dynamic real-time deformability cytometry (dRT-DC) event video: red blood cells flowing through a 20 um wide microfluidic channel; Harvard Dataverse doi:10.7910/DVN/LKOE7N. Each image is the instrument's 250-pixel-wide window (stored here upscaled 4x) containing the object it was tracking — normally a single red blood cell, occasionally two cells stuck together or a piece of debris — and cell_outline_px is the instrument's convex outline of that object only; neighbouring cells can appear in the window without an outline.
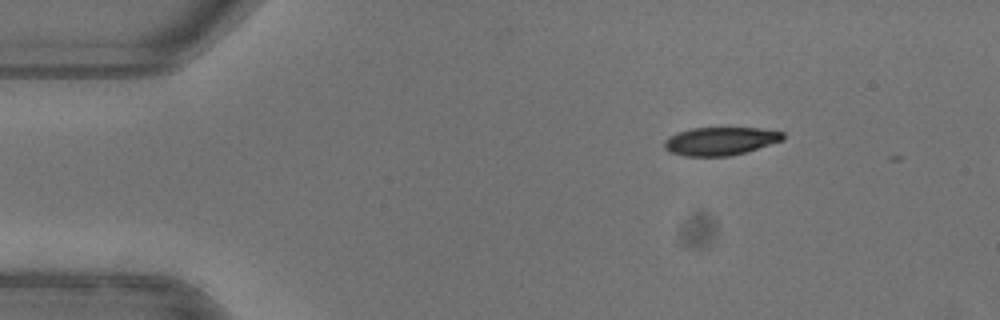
{"species": "common noctule bat (a hibernating species)", "species_latin": "Nyctalus noctula", "temperature_condition": "warm", "stored_images_in_passage": 6, "camera_frame_rate_fps": 3000, "um_per_image_px": 0.085, "animal": {"sex": "female"}, "frame": {"image": 1, "passage_image": 2, "time_ms": 0.333, "image_size_px": [1000, 320], "cell_outline_px": [[784, 140], [744, 152], [728, 156], [684, 156], [672, 152], [664, 148], [664, 140], [668, 136], [676, 132], [692, 128], [760, 128], [784, 132]], "centroid_in_image_um": [61.21, 11.98], "position_along_channel_um": 23.8, "area_um2": 19.42}}